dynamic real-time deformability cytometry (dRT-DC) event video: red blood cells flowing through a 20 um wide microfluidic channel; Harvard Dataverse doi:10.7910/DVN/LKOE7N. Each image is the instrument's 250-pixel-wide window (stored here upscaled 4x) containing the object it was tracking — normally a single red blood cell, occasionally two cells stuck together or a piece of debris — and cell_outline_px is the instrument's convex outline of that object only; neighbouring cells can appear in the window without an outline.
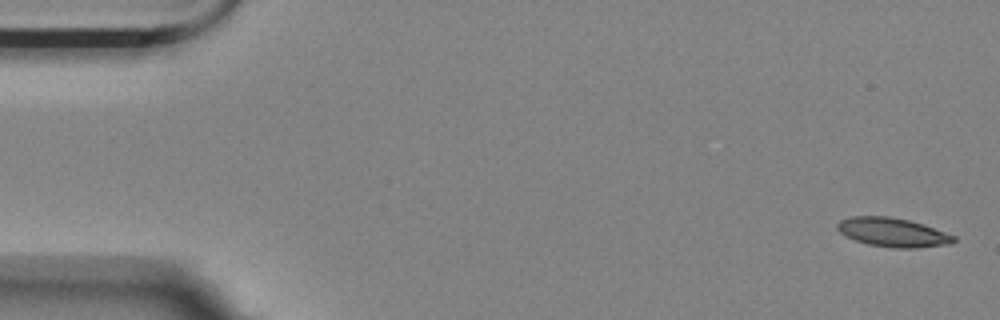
{"species": "Egyptian fruit bat (a non-hibernating species)", "species_latin": "Rousettus aegyptiacus", "temperature_condition": "room temperature", "stored_images_in_passage": 4, "camera_frame_rate_fps": 3000, "um_per_image_px": 0.085, "animal": {"sex": "female"}, "frame": {"image": 1, "passage_image": 1, "time_ms": 0.0, "image_size_px": [1000, 320], "cell_outline_px": [[956, 240], [948, 244], [916, 248], [892, 248], [868, 244], [844, 236], [836, 228], [836, 224], [840, 220], [852, 216], [888, 216], [908, 220], [924, 224], [956, 236]], "centroid_in_image_um": [75.87, 19.75], "position_along_channel_um": 9.1, "area_um2": 19.71}}
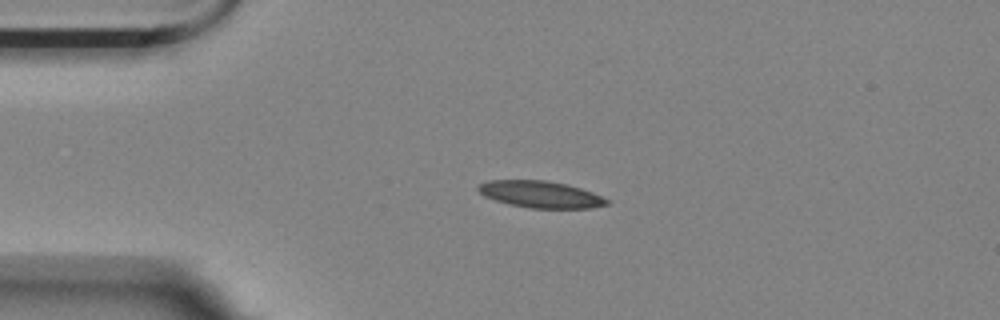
{"frame": {"image": 2, "passage_image": 4, "time_ms": 3.667, "image_size_px": [1000, 320], "cell_outline_px": [[608, 204], [592, 208], [532, 208], [508, 204], [484, 196], [476, 188], [480, 184], [488, 180], [544, 180], [564, 184], [580, 188], [592, 192], [608, 200]], "centroid_in_image_um": [45.92, 16.52], "position_along_channel_um": 39.1, "area_um2": 19.83}}